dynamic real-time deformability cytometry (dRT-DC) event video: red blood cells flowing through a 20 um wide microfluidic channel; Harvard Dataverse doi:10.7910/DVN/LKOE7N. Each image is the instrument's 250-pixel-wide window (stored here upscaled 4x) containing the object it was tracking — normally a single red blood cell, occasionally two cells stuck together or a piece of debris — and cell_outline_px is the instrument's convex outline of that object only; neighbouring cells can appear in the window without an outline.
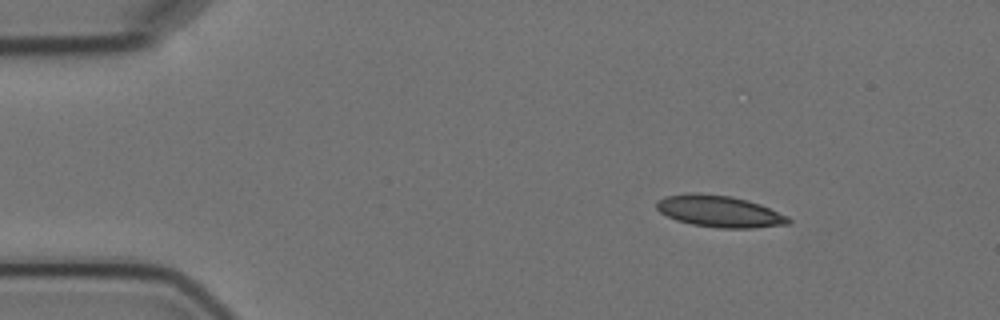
{"species": "Egyptian fruit bat (a non-hibernating species)", "species_latin": "Rousettus aegyptiacus", "temperature_condition": "cold", "stored_images_in_passage": 5, "camera_frame_rate_fps": 3000, "um_per_image_px": 0.085, "animal": {"sex": "female"}, "frame": {"image": 1, "passage_image": 1, "time_ms": 0.0, "image_size_px": [1000, 320], "cell_outline_px": [[792, 224], [752, 228], [720, 228], [692, 224], [676, 220], [660, 212], [656, 208], [656, 200], [664, 196], [696, 192], [732, 196], [748, 200], [760, 204], [788, 216], [792, 220]], "centroid_in_image_um": [61.16, 17.96], "position_along_channel_um": 23.8, "area_um2": 24.51}}
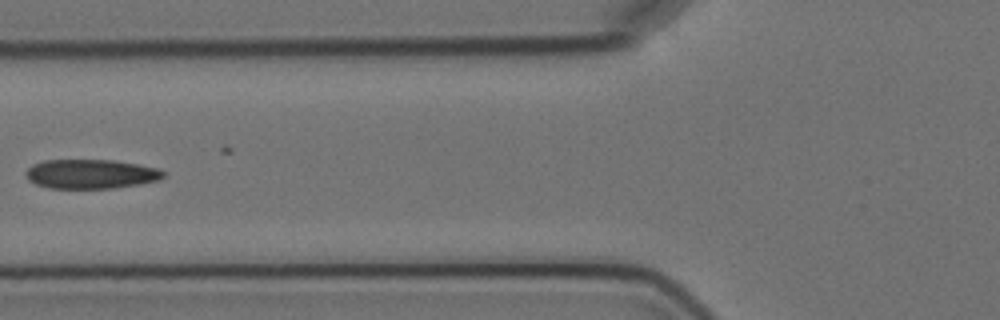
{"frame": {"image": 2, "passage_image": 5, "time_ms": 4.667, "image_size_px": [1000, 320], "cell_outline_px": [[164, 176], [160, 180], [140, 184], [112, 188], [48, 188], [36, 184], [28, 180], [24, 172], [32, 164], [44, 160], [112, 160], [160, 168], [164, 172]], "centroid_in_image_um": [7.71, 14.79], "position_along_channel_um": 118.1, "area_um2": 23.58}}